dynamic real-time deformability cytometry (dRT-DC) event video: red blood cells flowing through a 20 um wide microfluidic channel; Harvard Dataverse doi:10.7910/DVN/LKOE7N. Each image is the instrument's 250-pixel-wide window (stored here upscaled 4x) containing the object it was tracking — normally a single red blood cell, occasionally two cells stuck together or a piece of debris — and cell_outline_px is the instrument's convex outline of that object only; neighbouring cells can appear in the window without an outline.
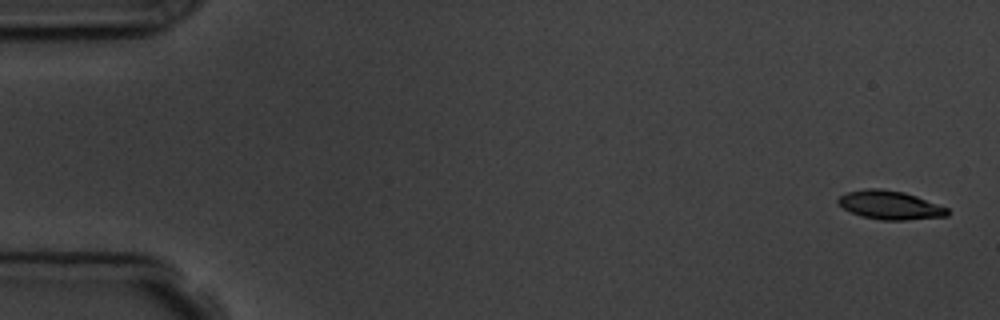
{"species": "common noctule bat (a hibernating species)", "species_latin": "Nyctalus noctula", "temperature_condition": "room temperature", "stored_images_in_passage": 6, "camera_frame_rate_fps": 3000, "um_per_image_px": 0.085, "animal": {"sex": "male", "body_mass_g": 19.5, "forearm_length_mm": 54.6}, "frame": {"image": 1, "passage_image": 1, "time_ms": 0.0, "image_size_px": [1000, 320], "cell_outline_px": [[948, 216], [904, 220], [880, 220], [860, 216], [844, 208], [836, 200], [840, 196], [848, 192], [864, 188], [880, 188], [904, 192], [916, 196], [948, 208]], "centroid_in_image_um": [75.64, 17.43], "position_along_channel_um": 9.4, "area_um2": 18.15}}
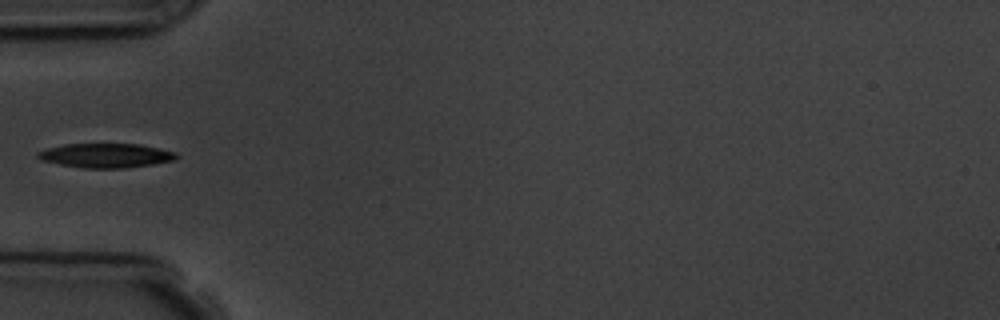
{"frame": {"image": 2, "passage_image": 5, "time_ms": 5.667, "image_size_px": [1000, 320], "cell_outline_px": [[180, 156], [176, 160], [152, 164], [124, 168], [84, 168], [60, 164], [44, 160], [36, 156], [36, 152], [48, 148], [64, 144], [140, 144], [160, 148], [176, 152]], "centroid_in_image_um": [9.05, 13.21], "position_along_channel_um": 75.9, "area_um2": 19.59}}